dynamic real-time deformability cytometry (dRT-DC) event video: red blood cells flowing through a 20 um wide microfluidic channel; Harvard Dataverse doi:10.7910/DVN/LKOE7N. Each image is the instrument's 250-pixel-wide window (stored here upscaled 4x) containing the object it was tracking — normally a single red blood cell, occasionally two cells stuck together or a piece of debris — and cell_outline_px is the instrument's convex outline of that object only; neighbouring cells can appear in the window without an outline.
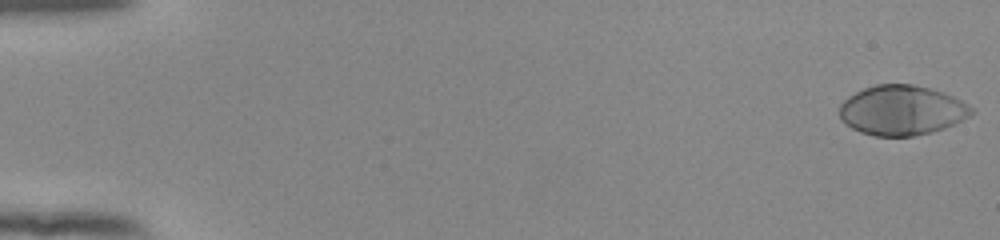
{"species": "human", "species_latin": "Homo sapiens", "temperature_condition": "room temperature", "stored_images_in_passage": 54, "camera_frame_rate_fps": 3000, "um_per_image_px": 0.085, "donor": {"sex": "female"}, "frame": {"image": 1, "passage_image": 1, "time_ms": 0.0, "image_size_px": [1000, 240], "cell_outline_px": [[972, 112], [968, 116], [944, 128], [932, 132], [912, 136], [872, 136], [860, 132], [852, 128], [840, 120], [840, 104], [848, 96], [864, 88], [876, 84], [912, 84], [928, 88], [952, 96], [968, 104], [972, 108]], "centroid_in_image_um": [76.6, 9.38], "position_along_channel_um": 8.4, "area_um2": 38.03}}
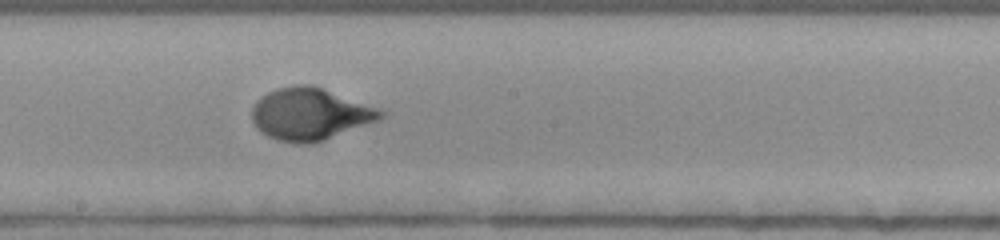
{"frame": {"image": 2, "passage_image": 31, "time_ms": 10.0, "image_size_px": [1000, 240], "cell_outline_px": [[388, 116], [380, 120], [324, 140], [308, 144], [296, 144], [276, 140], [260, 132], [256, 128], [252, 120], [252, 108], [256, 100], [268, 92], [276, 88], [296, 84], [312, 84], [388, 112]], "centroid_in_image_um": [26.35, 9.7], "position_along_channel_um": 221.8, "area_um2": 39.42}}
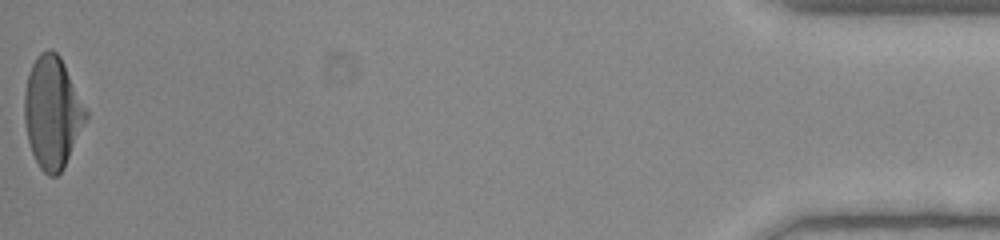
{"frame": {"image": 3, "passage_image": 54, "time_ms": 17.667, "image_size_px": [1000, 240], "cell_outline_px": [[88, 116], [64, 168], [56, 176], [48, 176], [40, 168], [32, 152], [28, 140], [24, 124], [24, 92], [28, 72], [36, 56], [40, 52], [48, 48], [52, 48], [60, 56], [88, 112]], "centroid_in_image_um": [4.43, 9.53], "position_along_channel_um": 430.8, "area_um2": 40.06}, "authors_computed_cell_mechanics": {"area_um2": 37.8012, "velocity_mm_per_s": 3.8848, "shape_relaxation_time_tau1_ms": 3.8584, "shape_relaxation_time_tau2_ms": null, "deformation_change_tau1": 0.234, "deformation_change_tau2": null}}